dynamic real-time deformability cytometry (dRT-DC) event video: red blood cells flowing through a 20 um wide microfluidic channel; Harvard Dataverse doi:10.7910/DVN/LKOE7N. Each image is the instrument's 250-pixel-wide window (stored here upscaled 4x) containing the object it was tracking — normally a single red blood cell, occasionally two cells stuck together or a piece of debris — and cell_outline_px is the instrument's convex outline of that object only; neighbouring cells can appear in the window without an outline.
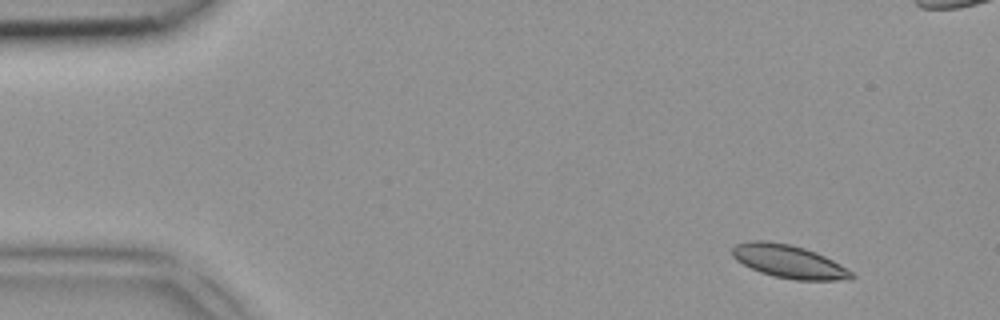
{"species": "common noctule bat (a hibernating species)", "species_latin": "Nyctalus noctula", "temperature_condition": "room temperature", "stored_images_in_passage": 5, "camera_frame_rate_fps": 3000, "um_per_image_px": 0.085, "animal": {"sex": "female", "body_mass_g": 18.4}, "frame": {"image": 1, "passage_image": 1, "time_ms": 0.0, "image_size_px": [1000, 320], "cell_outline_px": [[856, 276], [852, 280], [796, 280], [776, 276], [760, 272], [736, 260], [732, 256], [732, 248], [736, 244], [752, 240], [768, 240], [792, 244], [816, 252], [840, 264], [852, 272]], "centroid_in_image_um": [67.07, 22.22], "position_along_channel_um": 17.9, "area_um2": 23.06}}